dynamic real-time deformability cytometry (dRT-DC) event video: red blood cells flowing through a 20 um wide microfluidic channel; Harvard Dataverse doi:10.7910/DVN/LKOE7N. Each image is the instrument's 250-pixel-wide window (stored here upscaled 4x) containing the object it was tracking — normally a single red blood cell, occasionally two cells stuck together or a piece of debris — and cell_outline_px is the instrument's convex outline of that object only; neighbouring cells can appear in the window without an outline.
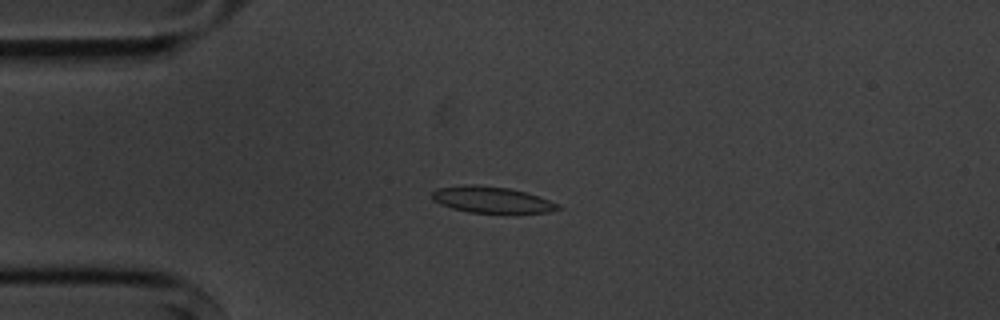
{"species": "common noctule bat (a hibernating species)", "species_latin": "Nyctalus noctula", "temperature_condition": "cold", "stored_images_in_passage": 3, "camera_frame_rate_fps": 3000, "um_per_image_px": 0.085, "animal": {"sex": "male", "body_mass_g": 20.1, "forearm_length_mm": 53.5}, "frame": {"image": 1, "passage_image": 3, "time_ms": 2.0, "image_size_px": [1000, 320], "cell_outline_px": [[564, 208], [548, 212], [468, 212], [452, 208], [440, 204], [432, 200], [432, 192], [436, 188], [464, 184], [476, 184], [508, 188], [528, 192], [560, 204]], "centroid_in_image_um": [41.79, 16.96], "position_along_channel_um": 43.2, "area_um2": 19.36}}